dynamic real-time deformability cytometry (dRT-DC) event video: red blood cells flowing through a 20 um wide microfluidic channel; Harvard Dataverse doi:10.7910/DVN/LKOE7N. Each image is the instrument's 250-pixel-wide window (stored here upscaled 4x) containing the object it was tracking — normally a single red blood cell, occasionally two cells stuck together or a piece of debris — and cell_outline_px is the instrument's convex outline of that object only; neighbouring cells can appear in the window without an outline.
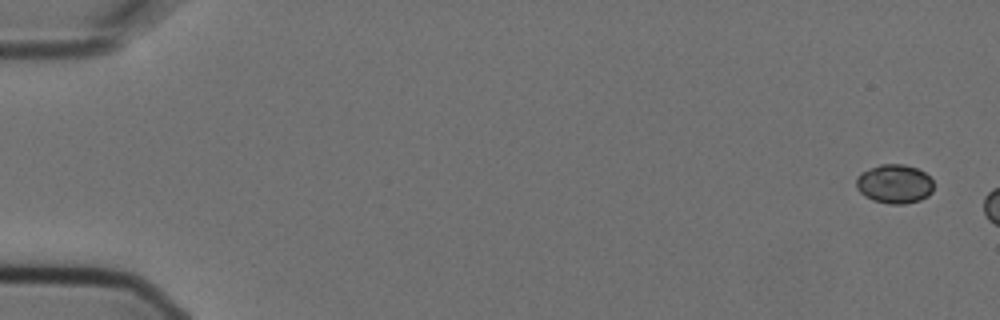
{"species": "Egyptian fruit bat (a non-hibernating species)", "species_latin": "Rousettus aegyptiacus", "temperature_condition": "cold", "stored_images_in_passage": 2, "camera_frame_rate_fps": 3000, "um_per_image_px": 0.085, "animal": {"sex": "female"}, "frame": {"image": 1, "passage_image": 1, "time_ms": 0.0, "image_size_px": [1000, 320], "cell_outline_px": [[932, 192], [928, 196], [920, 200], [904, 204], [888, 204], [872, 200], [864, 196], [856, 188], [856, 176], [860, 172], [880, 164], [904, 164], [916, 168], [924, 172], [932, 180]], "centroid_in_image_um": [76.0, 15.63], "position_along_channel_um": 9.0, "area_um2": 17.74}}